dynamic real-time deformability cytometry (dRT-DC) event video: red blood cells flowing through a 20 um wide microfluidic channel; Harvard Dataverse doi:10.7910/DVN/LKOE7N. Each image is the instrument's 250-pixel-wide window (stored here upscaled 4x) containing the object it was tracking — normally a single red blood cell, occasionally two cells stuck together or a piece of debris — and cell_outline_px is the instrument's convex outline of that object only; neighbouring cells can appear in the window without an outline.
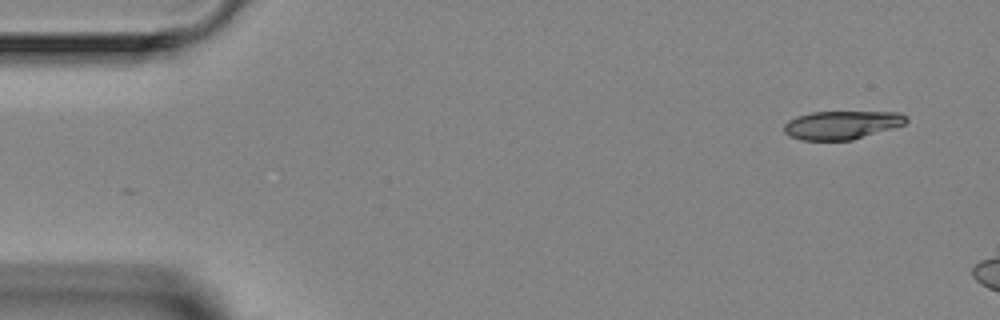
{"species": "Egyptian fruit bat (a non-hibernating species)", "species_latin": "Rousettus aegyptiacus", "temperature_condition": "room temperature", "stored_images_in_passage": 3, "camera_frame_rate_fps": 3000, "um_per_image_px": 0.085, "animal": {"sex": "female"}, "frame": {"image": 1, "passage_image": 1, "time_ms": 0.0, "image_size_px": [1000, 320], "cell_outline_px": [[908, 120], [904, 124], [892, 128], [852, 140], [800, 140], [788, 136], [784, 132], [784, 124], [788, 120], [796, 116], [812, 112], [900, 112], [908, 116]], "centroid_in_image_um": [71.53, 10.62], "position_along_channel_um": 13.5, "area_um2": 20.29}}